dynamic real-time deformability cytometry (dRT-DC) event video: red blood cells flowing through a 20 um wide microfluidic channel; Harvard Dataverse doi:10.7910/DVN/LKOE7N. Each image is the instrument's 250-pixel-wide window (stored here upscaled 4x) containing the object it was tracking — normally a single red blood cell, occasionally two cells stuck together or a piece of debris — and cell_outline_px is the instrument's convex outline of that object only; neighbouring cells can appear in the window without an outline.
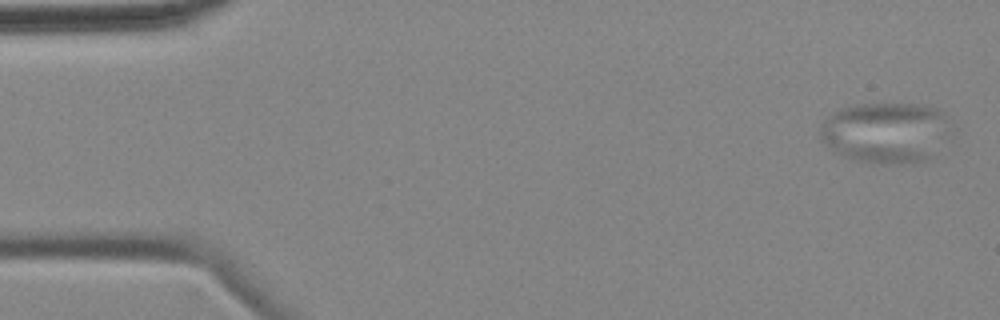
{"species": "common noctule bat (a hibernating species)", "species_latin": "Nyctalus noctula", "temperature_condition": "cold", "stored_images_in_passage": 6, "camera_frame_rate_fps": 3000, "um_per_image_px": 0.085, "animal": {"sex": "female", "body_mass_g": 18.4}, "frame": {"image": 1, "passage_image": 1, "time_ms": 0.0, "image_size_px": [1000, 320], "cell_outline_px": [[956, 128], [952, 140], [928, 160], [888, 164], [872, 164], [856, 160], [844, 156], [824, 144], [820, 140], [820, 124], [828, 116], [844, 108], [856, 104], [916, 104], [936, 108]], "centroid_in_image_um": [75.4, 11.28], "position_along_channel_um": 9.6, "area_um2": 47.34}}